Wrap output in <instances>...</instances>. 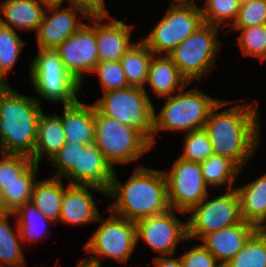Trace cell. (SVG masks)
Returning <instances> with one entry per match:
<instances>
[{"instance_id": "1", "label": "cell", "mask_w": 266, "mask_h": 267, "mask_svg": "<svg viewBox=\"0 0 266 267\" xmlns=\"http://www.w3.org/2000/svg\"><path fill=\"white\" fill-rule=\"evenodd\" d=\"M231 103L220 100L211 110L204 125L213 153L232 161L241 171L253 157L260 142L258 102L253 105L236 104L218 113Z\"/></svg>"}, {"instance_id": "2", "label": "cell", "mask_w": 266, "mask_h": 267, "mask_svg": "<svg viewBox=\"0 0 266 267\" xmlns=\"http://www.w3.org/2000/svg\"><path fill=\"white\" fill-rule=\"evenodd\" d=\"M114 171L106 195L115 202L109 205L112 213L136 222L139 219L164 213L170 209L167 184L163 170L136 167L131 177L121 184Z\"/></svg>"}, {"instance_id": "3", "label": "cell", "mask_w": 266, "mask_h": 267, "mask_svg": "<svg viewBox=\"0 0 266 267\" xmlns=\"http://www.w3.org/2000/svg\"><path fill=\"white\" fill-rule=\"evenodd\" d=\"M42 109L35 97L0 88V151L32 157Z\"/></svg>"}, {"instance_id": "4", "label": "cell", "mask_w": 266, "mask_h": 267, "mask_svg": "<svg viewBox=\"0 0 266 267\" xmlns=\"http://www.w3.org/2000/svg\"><path fill=\"white\" fill-rule=\"evenodd\" d=\"M165 100L159 114L154 109L152 146L159 131H183L186 134L204 128L210 110L220 101L197 89H182Z\"/></svg>"}, {"instance_id": "5", "label": "cell", "mask_w": 266, "mask_h": 267, "mask_svg": "<svg viewBox=\"0 0 266 267\" xmlns=\"http://www.w3.org/2000/svg\"><path fill=\"white\" fill-rule=\"evenodd\" d=\"M94 144L112 168L115 163L138 161L152 147L150 139L141 130L107 117L96 108Z\"/></svg>"}, {"instance_id": "6", "label": "cell", "mask_w": 266, "mask_h": 267, "mask_svg": "<svg viewBox=\"0 0 266 267\" xmlns=\"http://www.w3.org/2000/svg\"><path fill=\"white\" fill-rule=\"evenodd\" d=\"M30 79L39 97L46 101L71 104L83 87L66 69L55 49H41L30 65Z\"/></svg>"}, {"instance_id": "7", "label": "cell", "mask_w": 266, "mask_h": 267, "mask_svg": "<svg viewBox=\"0 0 266 267\" xmlns=\"http://www.w3.org/2000/svg\"><path fill=\"white\" fill-rule=\"evenodd\" d=\"M96 222L102 223L84 245L87 253L96 255L83 261L98 267H102L100 258L126 263L137 246L136 223L112 212L106 220L99 215Z\"/></svg>"}, {"instance_id": "8", "label": "cell", "mask_w": 266, "mask_h": 267, "mask_svg": "<svg viewBox=\"0 0 266 267\" xmlns=\"http://www.w3.org/2000/svg\"><path fill=\"white\" fill-rule=\"evenodd\" d=\"M219 28L203 23L168 54L189 83L201 80L215 64L221 45Z\"/></svg>"}, {"instance_id": "9", "label": "cell", "mask_w": 266, "mask_h": 267, "mask_svg": "<svg viewBox=\"0 0 266 267\" xmlns=\"http://www.w3.org/2000/svg\"><path fill=\"white\" fill-rule=\"evenodd\" d=\"M93 105L101 114L136 127L153 140L154 106L145 88L129 86L107 91Z\"/></svg>"}, {"instance_id": "10", "label": "cell", "mask_w": 266, "mask_h": 267, "mask_svg": "<svg viewBox=\"0 0 266 267\" xmlns=\"http://www.w3.org/2000/svg\"><path fill=\"white\" fill-rule=\"evenodd\" d=\"M203 23L202 10L196 4H170L163 18L142 41L153 54L168 55Z\"/></svg>"}, {"instance_id": "11", "label": "cell", "mask_w": 266, "mask_h": 267, "mask_svg": "<svg viewBox=\"0 0 266 267\" xmlns=\"http://www.w3.org/2000/svg\"><path fill=\"white\" fill-rule=\"evenodd\" d=\"M208 197L209 194L189 211L192 214L187 220L188 239H201L207 234L242 221L240 199L236 189L227 190L210 200Z\"/></svg>"}, {"instance_id": "12", "label": "cell", "mask_w": 266, "mask_h": 267, "mask_svg": "<svg viewBox=\"0 0 266 267\" xmlns=\"http://www.w3.org/2000/svg\"><path fill=\"white\" fill-rule=\"evenodd\" d=\"M167 184V197L171 209L188 213L209 193L202 177L199 162L177 158L170 172L163 171Z\"/></svg>"}, {"instance_id": "13", "label": "cell", "mask_w": 266, "mask_h": 267, "mask_svg": "<svg viewBox=\"0 0 266 267\" xmlns=\"http://www.w3.org/2000/svg\"><path fill=\"white\" fill-rule=\"evenodd\" d=\"M172 209L150 217L137 220V244L143 240L154 252L162 256H172L176 253V245L188 239L187 222L180 221Z\"/></svg>"}, {"instance_id": "14", "label": "cell", "mask_w": 266, "mask_h": 267, "mask_svg": "<svg viewBox=\"0 0 266 267\" xmlns=\"http://www.w3.org/2000/svg\"><path fill=\"white\" fill-rule=\"evenodd\" d=\"M65 69L81 84L86 73H91L99 63L96 27L84 24L55 48Z\"/></svg>"}, {"instance_id": "15", "label": "cell", "mask_w": 266, "mask_h": 267, "mask_svg": "<svg viewBox=\"0 0 266 267\" xmlns=\"http://www.w3.org/2000/svg\"><path fill=\"white\" fill-rule=\"evenodd\" d=\"M70 8L61 6L46 7L42 23L36 32L37 44L41 49H55L63 41L76 33L85 23L77 19V12L89 18L91 14L83 7L69 4ZM77 10V11H76Z\"/></svg>"}, {"instance_id": "16", "label": "cell", "mask_w": 266, "mask_h": 267, "mask_svg": "<svg viewBox=\"0 0 266 267\" xmlns=\"http://www.w3.org/2000/svg\"><path fill=\"white\" fill-rule=\"evenodd\" d=\"M115 169L108 163L100 149L94 144L78 143L77 166L64 176L69 184L88 185L108 192Z\"/></svg>"}, {"instance_id": "17", "label": "cell", "mask_w": 266, "mask_h": 267, "mask_svg": "<svg viewBox=\"0 0 266 267\" xmlns=\"http://www.w3.org/2000/svg\"><path fill=\"white\" fill-rule=\"evenodd\" d=\"M104 18L109 22L102 24ZM111 15H91L88 19L96 27L98 58L101 61H120L125 52L134 44L130 37L132 26L123 21L110 19Z\"/></svg>"}, {"instance_id": "18", "label": "cell", "mask_w": 266, "mask_h": 267, "mask_svg": "<svg viewBox=\"0 0 266 267\" xmlns=\"http://www.w3.org/2000/svg\"><path fill=\"white\" fill-rule=\"evenodd\" d=\"M88 190H97L106 195L100 188L88 185L69 184L64 190L61 212L58 222L84 225L96 222L100 215L92 194Z\"/></svg>"}, {"instance_id": "19", "label": "cell", "mask_w": 266, "mask_h": 267, "mask_svg": "<svg viewBox=\"0 0 266 267\" xmlns=\"http://www.w3.org/2000/svg\"><path fill=\"white\" fill-rule=\"evenodd\" d=\"M256 227L242 220L240 223L207 234L201 238L202 245L224 266L237 255Z\"/></svg>"}, {"instance_id": "20", "label": "cell", "mask_w": 266, "mask_h": 267, "mask_svg": "<svg viewBox=\"0 0 266 267\" xmlns=\"http://www.w3.org/2000/svg\"><path fill=\"white\" fill-rule=\"evenodd\" d=\"M61 116L66 142L89 145L95 140V107L81 103L79 99L63 105Z\"/></svg>"}, {"instance_id": "21", "label": "cell", "mask_w": 266, "mask_h": 267, "mask_svg": "<svg viewBox=\"0 0 266 267\" xmlns=\"http://www.w3.org/2000/svg\"><path fill=\"white\" fill-rule=\"evenodd\" d=\"M147 83L162 98L172 96L191 84L168 55L155 54L150 61Z\"/></svg>"}, {"instance_id": "22", "label": "cell", "mask_w": 266, "mask_h": 267, "mask_svg": "<svg viewBox=\"0 0 266 267\" xmlns=\"http://www.w3.org/2000/svg\"><path fill=\"white\" fill-rule=\"evenodd\" d=\"M44 9L38 0H5L0 6V23L12 30H29L37 32L42 23Z\"/></svg>"}, {"instance_id": "23", "label": "cell", "mask_w": 266, "mask_h": 267, "mask_svg": "<svg viewBox=\"0 0 266 267\" xmlns=\"http://www.w3.org/2000/svg\"><path fill=\"white\" fill-rule=\"evenodd\" d=\"M66 138L64 134L61 117L46 116L42 113L38 119L37 139L33 156V162L39 165L42 158L48 157L50 161L53 156L64 146Z\"/></svg>"}, {"instance_id": "24", "label": "cell", "mask_w": 266, "mask_h": 267, "mask_svg": "<svg viewBox=\"0 0 266 267\" xmlns=\"http://www.w3.org/2000/svg\"><path fill=\"white\" fill-rule=\"evenodd\" d=\"M235 189L240 199L242 220L257 227L266 217V174Z\"/></svg>"}, {"instance_id": "25", "label": "cell", "mask_w": 266, "mask_h": 267, "mask_svg": "<svg viewBox=\"0 0 266 267\" xmlns=\"http://www.w3.org/2000/svg\"><path fill=\"white\" fill-rule=\"evenodd\" d=\"M65 189L62 179L53 176L36 181L32 191L31 202L33 205L55 225L59 221Z\"/></svg>"}, {"instance_id": "26", "label": "cell", "mask_w": 266, "mask_h": 267, "mask_svg": "<svg viewBox=\"0 0 266 267\" xmlns=\"http://www.w3.org/2000/svg\"><path fill=\"white\" fill-rule=\"evenodd\" d=\"M153 52L141 40L134 43L120 59L129 86L144 88Z\"/></svg>"}, {"instance_id": "27", "label": "cell", "mask_w": 266, "mask_h": 267, "mask_svg": "<svg viewBox=\"0 0 266 267\" xmlns=\"http://www.w3.org/2000/svg\"><path fill=\"white\" fill-rule=\"evenodd\" d=\"M200 165L202 177L209 188L226 184V190L235 189L233 183L241 170L228 158L213 154Z\"/></svg>"}, {"instance_id": "28", "label": "cell", "mask_w": 266, "mask_h": 267, "mask_svg": "<svg viewBox=\"0 0 266 267\" xmlns=\"http://www.w3.org/2000/svg\"><path fill=\"white\" fill-rule=\"evenodd\" d=\"M13 213L0 215V265L3 267H25L27 264L19 240L20 232L16 222V229L11 228L8 218ZM19 237V238H18Z\"/></svg>"}, {"instance_id": "29", "label": "cell", "mask_w": 266, "mask_h": 267, "mask_svg": "<svg viewBox=\"0 0 266 267\" xmlns=\"http://www.w3.org/2000/svg\"><path fill=\"white\" fill-rule=\"evenodd\" d=\"M13 214L17 218L16 222L19 227L20 239L23 240L22 242L38 241L44 233L46 235V232L43 230L46 229V223L55 224L52 220L46 218L31 201L19 206L13 211Z\"/></svg>"}, {"instance_id": "30", "label": "cell", "mask_w": 266, "mask_h": 267, "mask_svg": "<svg viewBox=\"0 0 266 267\" xmlns=\"http://www.w3.org/2000/svg\"><path fill=\"white\" fill-rule=\"evenodd\" d=\"M38 164L32 163L22 174L21 181L5 184L2 188L7 207L13 212L19 206L31 201L32 191L36 182Z\"/></svg>"}, {"instance_id": "31", "label": "cell", "mask_w": 266, "mask_h": 267, "mask_svg": "<svg viewBox=\"0 0 266 267\" xmlns=\"http://www.w3.org/2000/svg\"><path fill=\"white\" fill-rule=\"evenodd\" d=\"M223 267H266V238L255 231L237 255Z\"/></svg>"}, {"instance_id": "32", "label": "cell", "mask_w": 266, "mask_h": 267, "mask_svg": "<svg viewBox=\"0 0 266 267\" xmlns=\"http://www.w3.org/2000/svg\"><path fill=\"white\" fill-rule=\"evenodd\" d=\"M24 44L16 30L0 23V74L5 79L16 64Z\"/></svg>"}, {"instance_id": "33", "label": "cell", "mask_w": 266, "mask_h": 267, "mask_svg": "<svg viewBox=\"0 0 266 267\" xmlns=\"http://www.w3.org/2000/svg\"><path fill=\"white\" fill-rule=\"evenodd\" d=\"M241 31L238 37V45L246 56H253L260 59L261 62L266 60V24L245 28H231V30Z\"/></svg>"}, {"instance_id": "34", "label": "cell", "mask_w": 266, "mask_h": 267, "mask_svg": "<svg viewBox=\"0 0 266 267\" xmlns=\"http://www.w3.org/2000/svg\"><path fill=\"white\" fill-rule=\"evenodd\" d=\"M213 154L211 141L204 128L193 130L185 134L183 153L180 158L200 163Z\"/></svg>"}, {"instance_id": "35", "label": "cell", "mask_w": 266, "mask_h": 267, "mask_svg": "<svg viewBox=\"0 0 266 267\" xmlns=\"http://www.w3.org/2000/svg\"><path fill=\"white\" fill-rule=\"evenodd\" d=\"M205 1L203 4L205 8H201L204 23L220 27L221 23H226V21L227 25L233 24L236 21L239 13V5L236 0Z\"/></svg>"}, {"instance_id": "36", "label": "cell", "mask_w": 266, "mask_h": 267, "mask_svg": "<svg viewBox=\"0 0 266 267\" xmlns=\"http://www.w3.org/2000/svg\"><path fill=\"white\" fill-rule=\"evenodd\" d=\"M93 73L99 77L103 92L129 87L120 61H101Z\"/></svg>"}, {"instance_id": "37", "label": "cell", "mask_w": 266, "mask_h": 267, "mask_svg": "<svg viewBox=\"0 0 266 267\" xmlns=\"http://www.w3.org/2000/svg\"><path fill=\"white\" fill-rule=\"evenodd\" d=\"M0 188L14 181H21V174L33 163L31 157L18 154L1 153Z\"/></svg>"}, {"instance_id": "38", "label": "cell", "mask_w": 266, "mask_h": 267, "mask_svg": "<svg viewBox=\"0 0 266 267\" xmlns=\"http://www.w3.org/2000/svg\"><path fill=\"white\" fill-rule=\"evenodd\" d=\"M266 24V0H253L239 6V13L231 28H245Z\"/></svg>"}, {"instance_id": "39", "label": "cell", "mask_w": 266, "mask_h": 267, "mask_svg": "<svg viewBox=\"0 0 266 267\" xmlns=\"http://www.w3.org/2000/svg\"><path fill=\"white\" fill-rule=\"evenodd\" d=\"M78 157V143L77 142H66L64 146L53 156L49 161L52 164V168H57L55 171V177H64L73 166H77Z\"/></svg>"}, {"instance_id": "40", "label": "cell", "mask_w": 266, "mask_h": 267, "mask_svg": "<svg viewBox=\"0 0 266 267\" xmlns=\"http://www.w3.org/2000/svg\"><path fill=\"white\" fill-rule=\"evenodd\" d=\"M180 258L183 267H223L202 244L184 252Z\"/></svg>"}, {"instance_id": "41", "label": "cell", "mask_w": 266, "mask_h": 267, "mask_svg": "<svg viewBox=\"0 0 266 267\" xmlns=\"http://www.w3.org/2000/svg\"><path fill=\"white\" fill-rule=\"evenodd\" d=\"M85 8L91 15H108L105 0H69V4Z\"/></svg>"}, {"instance_id": "42", "label": "cell", "mask_w": 266, "mask_h": 267, "mask_svg": "<svg viewBox=\"0 0 266 267\" xmlns=\"http://www.w3.org/2000/svg\"><path fill=\"white\" fill-rule=\"evenodd\" d=\"M155 267H183L181 258L155 257L153 258Z\"/></svg>"}, {"instance_id": "43", "label": "cell", "mask_w": 266, "mask_h": 267, "mask_svg": "<svg viewBox=\"0 0 266 267\" xmlns=\"http://www.w3.org/2000/svg\"><path fill=\"white\" fill-rule=\"evenodd\" d=\"M9 213H13L8 207L4 199V194L2 189L0 188V215H6Z\"/></svg>"}, {"instance_id": "44", "label": "cell", "mask_w": 266, "mask_h": 267, "mask_svg": "<svg viewBox=\"0 0 266 267\" xmlns=\"http://www.w3.org/2000/svg\"><path fill=\"white\" fill-rule=\"evenodd\" d=\"M38 1L46 8L53 6H61L64 0H38Z\"/></svg>"}, {"instance_id": "45", "label": "cell", "mask_w": 266, "mask_h": 267, "mask_svg": "<svg viewBox=\"0 0 266 267\" xmlns=\"http://www.w3.org/2000/svg\"><path fill=\"white\" fill-rule=\"evenodd\" d=\"M266 217L256 227V231L264 238H266Z\"/></svg>"}, {"instance_id": "46", "label": "cell", "mask_w": 266, "mask_h": 267, "mask_svg": "<svg viewBox=\"0 0 266 267\" xmlns=\"http://www.w3.org/2000/svg\"><path fill=\"white\" fill-rule=\"evenodd\" d=\"M176 1V2H174ZM172 0L171 5H195L194 0Z\"/></svg>"}, {"instance_id": "47", "label": "cell", "mask_w": 266, "mask_h": 267, "mask_svg": "<svg viewBox=\"0 0 266 267\" xmlns=\"http://www.w3.org/2000/svg\"><path fill=\"white\" fill-rule=\"evenodd\" d=\"M9 86L6 79L0 74V88Z\"/></svg>"}, {"instance_id": "48", "label": "cell", "mask_w": 266, "mask_h": 267, "mask_svg": "<svg viewBox=\"0 0 266 267\" xmlns=\"http://www.w3.org/2000/svg\"><path fill=\"white\" fill-rule=\"evenodd\" d=\"M75 267H98V266H95V265H92V264H89V263H86L85 261H81V263H79L77 266Z\"/></svg>"}, {"instance_id": "49", "label": "cell", "mask_w": 266, "mask_h": 267, "mask_svg": "<svg viewBox=\"0 0 266 267\" xmlns=\"http://www.w3.org/2000/svg\"><path fill=\"white\" fill-rule=\"evenodd\" d=\"M239 6L250 3L253 0H236Z\"/></svg>"}]
</instances>
